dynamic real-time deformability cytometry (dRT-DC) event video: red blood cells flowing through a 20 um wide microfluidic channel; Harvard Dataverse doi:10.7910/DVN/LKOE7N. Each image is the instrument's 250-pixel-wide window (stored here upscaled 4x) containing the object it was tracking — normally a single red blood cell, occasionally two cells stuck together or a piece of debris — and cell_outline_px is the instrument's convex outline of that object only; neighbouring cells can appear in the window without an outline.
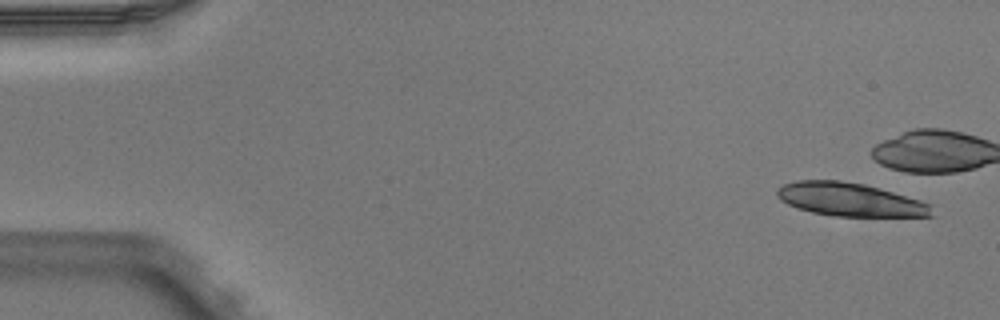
{"species": "Egyptian fruit bat (a non-hibernating species)", "species_latin": "Rousettus aegyptiacus", "temperature_condition": "warm", "stored_images_in_passage": 5, "camera_frame_rate_fps": 3000, "um_per_image_px": 0.085, "animal": {"sex": "male"}, "frame": {"image": 1, "passage_image": 1, "time_ms": 0.0, "image_size_px": [1000, 320], "cell_outline_px": [[932, 216], [832, 216], [812, 212], [796, 208], [780, 200], [776, 196], [776, 188], [784, 184], [796, 180], [840, 180], [864, 184], [920, 200], [928, 204]], "centroid_in_image_um": [72.15, 16.95], "position_along_channel_um": 12.9, "area_um2": 29.82}}